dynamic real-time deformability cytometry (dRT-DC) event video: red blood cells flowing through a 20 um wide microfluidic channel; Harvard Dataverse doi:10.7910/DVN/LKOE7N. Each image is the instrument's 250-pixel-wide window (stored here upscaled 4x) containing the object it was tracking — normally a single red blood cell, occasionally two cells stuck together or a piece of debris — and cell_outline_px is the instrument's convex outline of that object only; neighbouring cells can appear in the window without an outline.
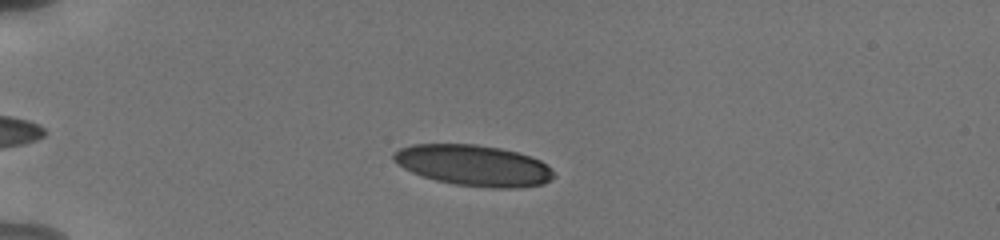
{"species": "human", "species_latin": "Homo sapiens", "temperature_condition": "cold", "stored_images_in_passage": 51, "camera_frame_rate_fps": 3000, "um_per_image_px": 0.085, "donor": {"sex": "male"}, "frame": {"image": 1, "passage_image": 11, "time_ms": 3.333, "image_size_px": [1000, 240], "cell_outline_px": [[556, 176], [544, 184], [516, 188], [492, 188], [456, 184], [436, 180], [412, 172], [396, 164], [392, 160], [392, 152], [400, 148], [412, 144], [476, 144], [500, 148], [516, 152], [540, 160]], "centroid_in_image_um": [40.22, 14.05], "position_along_channel_um": 44.8, "area_um2": 38.09}}
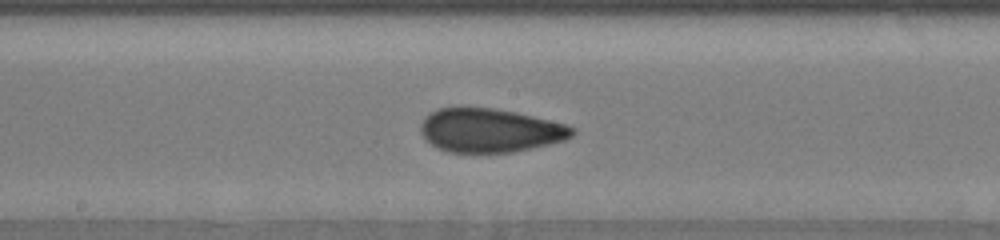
{"frame": {"image": 2, "passage_image": 27, "time_ms": 8.667, "image_size_px": [1000, 240], "cell_outline_px": [[576, 132], [572, 136], [564, 140], [532, 148], [512, 152], [448, 152], [436, 148], [420, 132], [420, 124], [424, 116], [440, 108], [492, 108], [516, 112], [568, 124], [576, 128]], "centroid_in_image_um": [41.67, 11.08], "position_along_channel_um": 206.5, "area_um2": 38.61}}
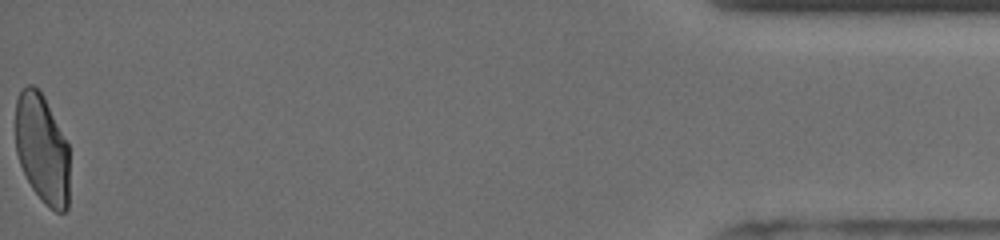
{"frame": {"image": 3, "passage_image": 51, "time_ms": 16.667, "image_size_px": [1000, 240], "cell_outline_px": [[68, 208], [64, 212], [56, 212], [44, 204], [32, 188], [20, 164], [16, 152], [16, 100], [20, 92], [28, 84], [32, 84], [44, 96], [68, 144]], "centroid_in_image_um": [3.58, 12.67], "position_along_channel_um": 431.6, "area_um2": 34.28}, "authors_computed_cell_mechanics": {"area_um2": 37.4544, "velocity_mm_per_s": 3.8142, "shape_relaxation_time_tau1_ms": 10.9555, "shape_relaxation_time_tau2_ms": 1.0729, "deformation_change_tau1": 0.2293, "deformation_change_tau2": 0.0688}}